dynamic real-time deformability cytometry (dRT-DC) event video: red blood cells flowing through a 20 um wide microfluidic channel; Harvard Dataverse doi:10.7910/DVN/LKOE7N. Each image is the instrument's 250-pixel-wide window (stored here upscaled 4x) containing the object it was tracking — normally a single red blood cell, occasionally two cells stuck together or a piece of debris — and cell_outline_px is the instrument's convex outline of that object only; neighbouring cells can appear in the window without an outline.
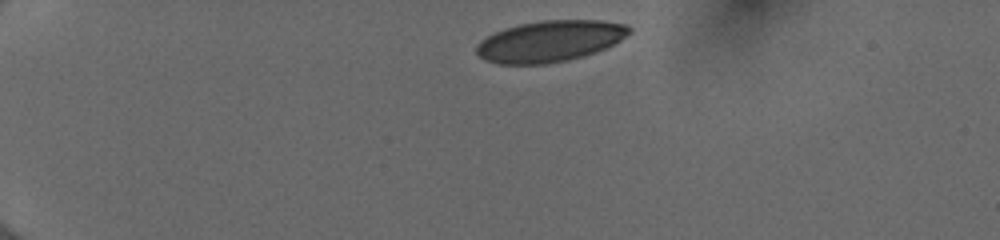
{"species": "human", "species_latin": "Homo sapiens", "temperature_condition": "cold", "stored_images_in_passage": 41, "camera_frame_rate_fps": 3000, "um_per_image_px": 0.085, "donor": {"sex": "female"}, "frame": {"image": 1, "passage_image": 1, "time_ms": 0.0, "image_size_px": [1000, 240], "cell_outline_px": [[632, 32], [620, 40], [596, 52], [568, 60], [544, 64], [500, 64], [484, 60], [476, 52], [476, 44], [480, 40], [504, 28], [520, 24], [544, 20], [600, 20], [624, 24], [632, 28]], "centroid_in_image_um": [46.73, 3.5], "position_along_channel_um": 38.3, "area_um2": 36.59}}
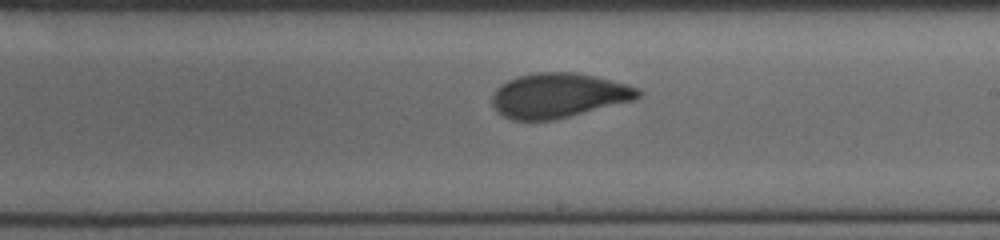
{"frame": {"image": 2, "passage_image": 22, "time_ms": 7.0, "image_size_px": [1000, 240], "cell_outline_px": [[644, 92], [636, 100], [552, 120], [512, 120], [504, 116], [492, 104], [492, 96], [496, 88], [508, 80], [516, 76], [536, 72], [576, 72], [596, 76], [628, 84], [640, 88]], "centroid_in_image_um": [47.52, 8.1], "position_along_channel_um": 241.5, "area_um2": 38.15}}
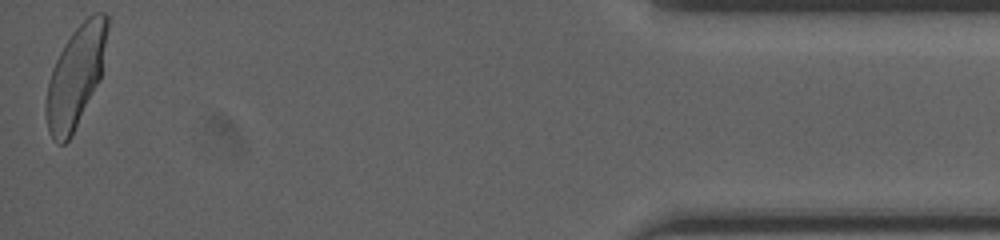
{"frame": {"image": 3, "passage_image": 41, "time_ms": 13.333, "image_size_px": [1000, 240], "cell_outline_px": [[108, 28], [100, 80], [72, 136], [64, 144], [60, 144], [52, 140], [48, 128], [44, 112], [44, 104], [48, 80], [52, 68], [64, 44], [72, 32], [92, 12], [104, 12], [108, 16]], "centroid_in_image_um": [6.41, 6.52], "position_along_channel_um": 428.8, "area_um2": 36.3}, "authors_computed_cell_mechanics": {"area_um2": 37.7434, "velocity_mm_per_s": 3.999, "shape_relaxation_time_tau1_ms": 3.2871, "shape_relaxation_time_tau2_ms": 0.7137, "deformation_change_tau1": 0.1478, "deformation_change_tau2": 0.0441}}